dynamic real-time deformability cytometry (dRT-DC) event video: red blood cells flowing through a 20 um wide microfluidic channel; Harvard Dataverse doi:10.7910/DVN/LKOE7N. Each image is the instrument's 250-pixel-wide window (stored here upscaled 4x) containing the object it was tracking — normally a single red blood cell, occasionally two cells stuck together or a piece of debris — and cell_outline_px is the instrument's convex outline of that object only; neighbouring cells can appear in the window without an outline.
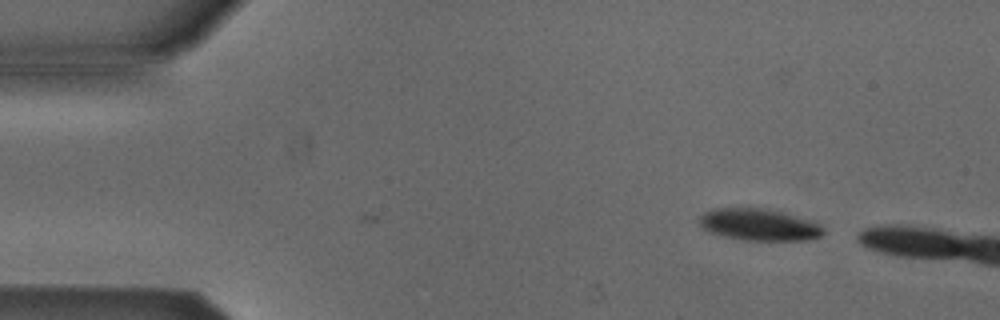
{"species": "Egyptian fruit bat (a non-hibernating species)", "species_latin": "Rousettus aegyptiacus", "temperature_condition": "cold", "stored_images_in_passage": 2, "camera_frame_rate_fps": 3000, "um_per_image_px": 0.085, "animal": {"sex": "male"}, "frame": {"image": 1, "passage_image": 2, "time_ms": 0.333, "image_size_px": [1000, 320], "cell_outline_px": [[824, 232], [820, 236], [812, 240], [740, 240], [708, 232], [700, 224], [700, 216], [704, 212], [712, 208], [760, 208], [780, 212], [812, 220], [820, 224], [824, 228]], "centroid_in_image_um": [64.53, 19.1], "position_along_channel_um": 20.5, "area_um2": 23.0}}